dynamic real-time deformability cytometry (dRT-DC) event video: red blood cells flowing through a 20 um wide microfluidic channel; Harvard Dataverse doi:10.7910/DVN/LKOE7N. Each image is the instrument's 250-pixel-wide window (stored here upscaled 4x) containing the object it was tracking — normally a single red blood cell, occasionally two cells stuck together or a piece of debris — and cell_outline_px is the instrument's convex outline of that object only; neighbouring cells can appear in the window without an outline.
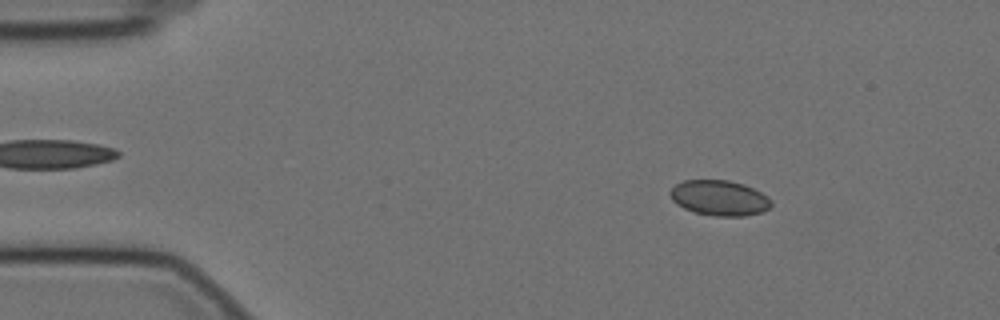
{"species": "Egyptian fruit bat (a non-hibernating species)", "species_latin": "Rousettus aegyptiacus", "temperature_condition": "cold", "stored_images_in_passage": 58, "camera_frame_rate_fps": 3000, "um_per_image_px": 0.085, "animal": {"sex": "female"}, "frame": {"image": 1, "passage_image": 8, "time_ms": 2.333, "image_size_px": [1000, 320], "cell_outline_px": [[772, 204], [768, 208], [760, 212], [744, 216], [716, 216], [696, 212], [684, 208], [676, 204], [672, 200], [668, 192], [676, 184], [684, 180], [728, 180], [744, 184], [768, 196], [772, 200]], "centroid_in_image_um": [61.14, 16.82], "position_along_channel_um": 23.9, "area_um2": 20.75}}
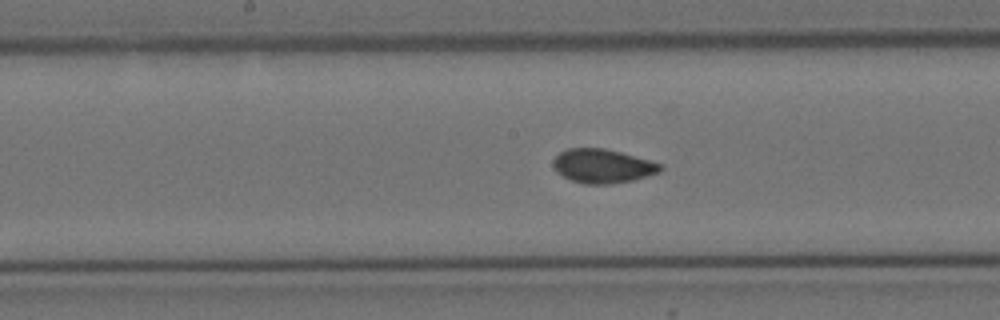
{"frame": {"image": 2, "passage_image": 29, "time_ms": 9.333, "image_size_px": [1000, 320], "cell_outline_px": [[664, 168], [660, 172], [632, 180], [612, 184], [584, 184], [572, 180], [556, 172], [552, 164], [552, 160], [560, 152], [568, 148], [604, 148], [620, 152], [648, 160], [660, 164]], "centroid_in_image_um": [51.19, 14.11], "position_along_channel_um": 197.0, "area_um2": 21.1}}
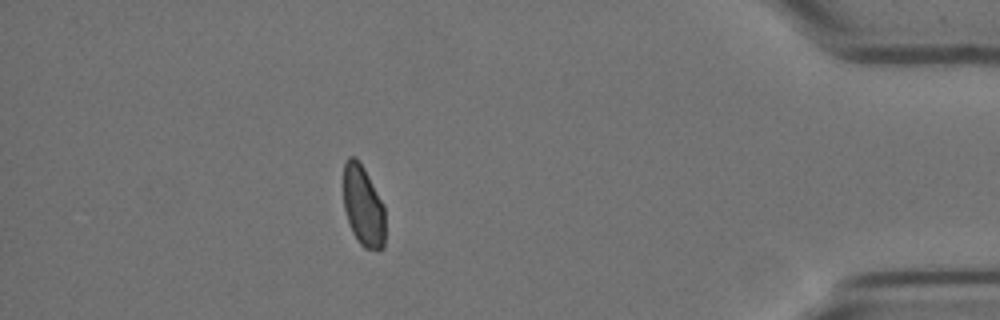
{"frame": {"image": 3, "passage_image": 51, "time_ms": 16.667, "image_size_px": [1000, 320], "cell_outline_px": [[384, 248], [364, 248], [360, 244], [352, 232], [348, 224], [344, 208], [344, 164], [348, 156], [356, 156], [364, 168], [384, 204]], "centroid_in_image_um": [30.86, 17.48], "position_along_channel_um": 404.3, "area_um2": 19.65}, "authors_computed_cell_mechanics": {"area_um2": 20.8947, "velocity_mm_per_s": 3.468, "shape_relaxation_time_tau1_ms": 7.3858, "shape_relaxation_time_tau2_ms": null, "deformation_change_tau1": 0.1004, "deformation_change_tau2": null}}